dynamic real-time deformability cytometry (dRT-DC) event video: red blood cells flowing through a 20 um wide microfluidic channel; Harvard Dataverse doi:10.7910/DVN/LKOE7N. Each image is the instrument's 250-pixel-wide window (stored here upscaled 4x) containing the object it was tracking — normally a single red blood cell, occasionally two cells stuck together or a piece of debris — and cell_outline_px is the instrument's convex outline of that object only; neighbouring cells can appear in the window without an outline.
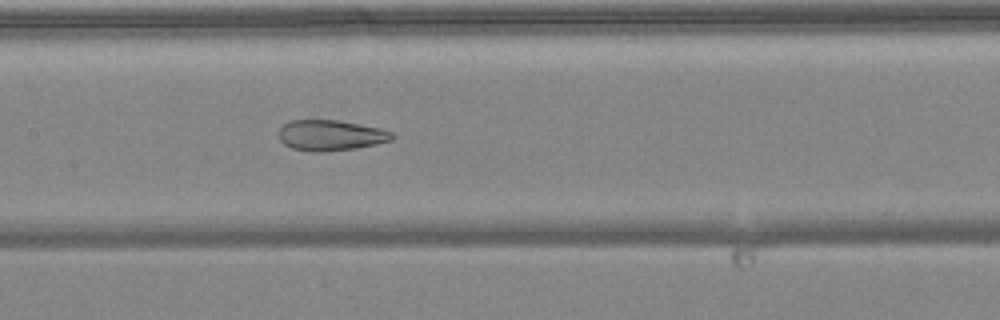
{"species": "common noctule bat (a hibernating species)", "species_latin": "Nyctalus noctula", "temperature_condition": "warm", "stored_images_in_passage": 51, "camera_frame_rate_fps": 3000, "um_per_image_px": 0.085, "animal": {"sex": "female", "body_mass_g": 24.6, "forearm_length_mm": 56.2}, "frame": {"image": 1, "passage_image": 25, "time_ms": 8.0, "image_size_px": [1000, 320], "cell_outline_px": [[396, 136], [392, 140], [376, 144], [356, 148], [320, 152], [312, 152], [292, 148], [284, 144], [276, 136], [276, 132], [288, 120], [336, 120], [384, 128], [392, 132]], "centroid_in_image_um": [28.09, 11.49], "position_along_channel_um": 179.3, "area_um2": 20.58}}
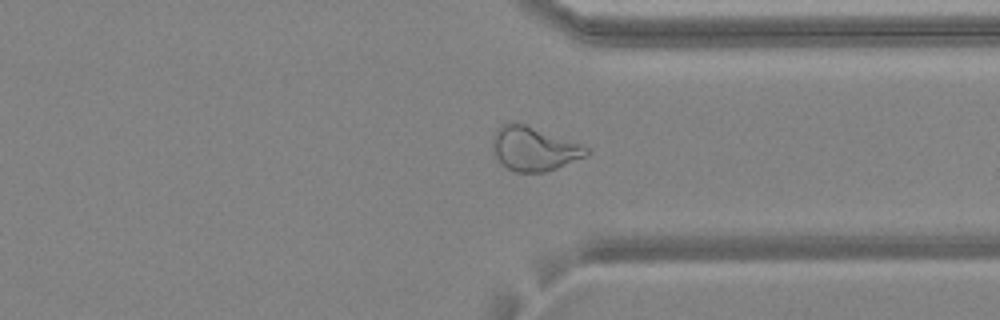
{"frame": {"image": 2, "passage_image": 39, "time_ms": 12.667, "image_size_px": [1000, 320], "cell_outline_px": [[588, 152], [584, 156], [556, 168], [544, 172], [516, 172], [508, 168], [492, 152], [492, 136], [496, 128], [500, 124], [524, 124], [584, 144], [588, 148]], "centroid_in_image_um": [45.36, 12.63], "position_along_channel_um": 366.0, "area_um2": 23.81}}
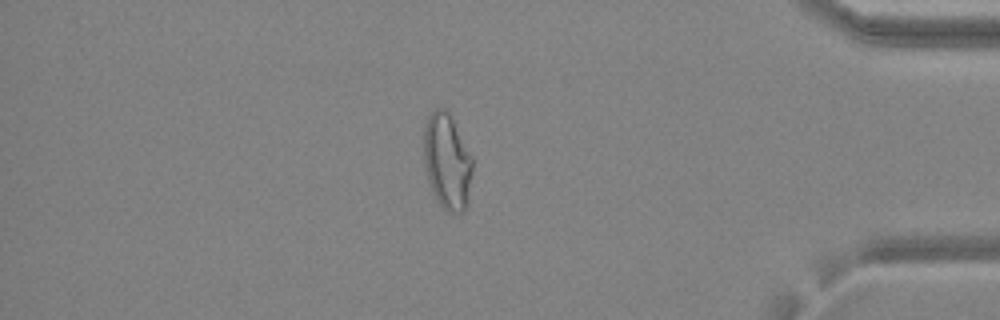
{"frame": {"image": 3, "passage_image": 44, "time_ms": 14.333, "image_size_px": [1000, 320], "cell_outline_px": [[472, 172], [464, 212], [448, 212], [436, 200], [432, 192], [428, 180], [424, 164], [424, 124], [428, 116], [436, 108], [444, 108], [448, 112], [472, 156]], "centroid_in_image_um": [37.98, 13.71], "position_along_channel_um": 397.2, "area_um2": 26.88}, "authors_computed_cell_mechanics": {"area_um2": 26.2412, "velocity_mm_per_s": 4.0268, "shape_relaxation_time_tau1_ms": null, "shape_relaxation_time_tau2_ms": 1.3896, "deformation_change_tau1": null, "deformation_change_tau2": 0.0776}}